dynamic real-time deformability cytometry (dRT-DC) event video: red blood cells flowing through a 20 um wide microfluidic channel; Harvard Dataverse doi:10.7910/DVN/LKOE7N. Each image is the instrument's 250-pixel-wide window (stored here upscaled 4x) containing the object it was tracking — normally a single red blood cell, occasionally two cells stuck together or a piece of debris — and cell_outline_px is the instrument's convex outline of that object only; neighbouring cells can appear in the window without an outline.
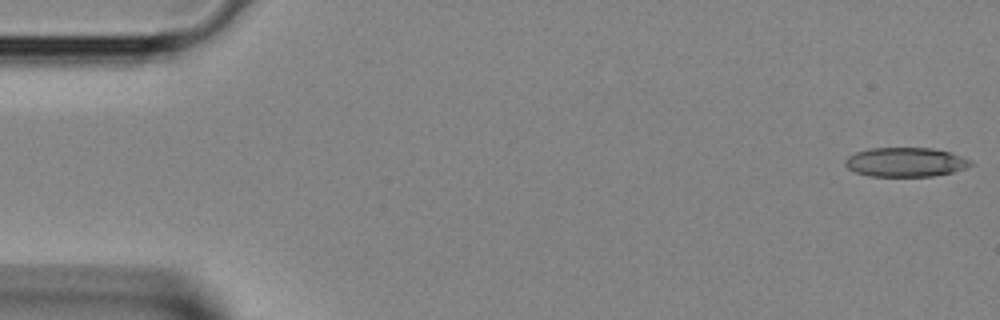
{"species": "Egyptian fruit bat (a non-hibernating species)", "species_latin": "Rousettus aegyptiacus", "temperature_condition": "room temperature", "stored_images_in_passage": 38, "camera_frame_rate_fps": 3000, "um_per_image_px": 0.085, "animal": {"sex": "female"}, "frame": {"image": 1, "passage_image": 1, "time_ms": 0.0, "image_size_px": [1000, 320], "cell_outline_px": [[972, 164], [964, 168], [952, 172], [932, 176], [868, 176], [856, 172], [848, 168], [844, 164], [844, 160], [848, 156], [856, 152], [868, 148], [932, 148], [952, 152], [972, 160]], "centroid_in_image_um": [76.96, 13.77], "position_along_channel_um": 8.0, "area_um2": 21.44}}
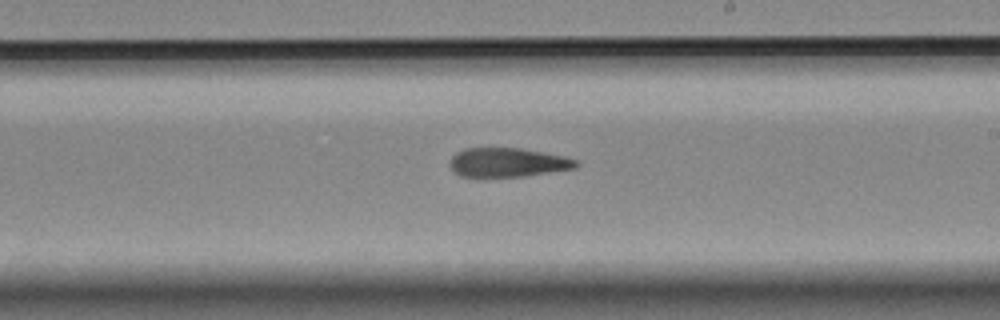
{"frame": {"image": 2, "passage_image": 22, "time_ms": 7.0, "image_size_px": [1000, 320], "cell_outline_px": [[580, 164], [576, 168], [524, 176], [460, 176], [452, 172], [448, 164], [452, 156], [456, 152], [464, 148], [520, 148], [544, 152], [564, 156], [580, 160]], "centroid_in_image_um": [43.15, 13.8], "position_along_channel_um": 245.8, "area_um2": 21.56}}
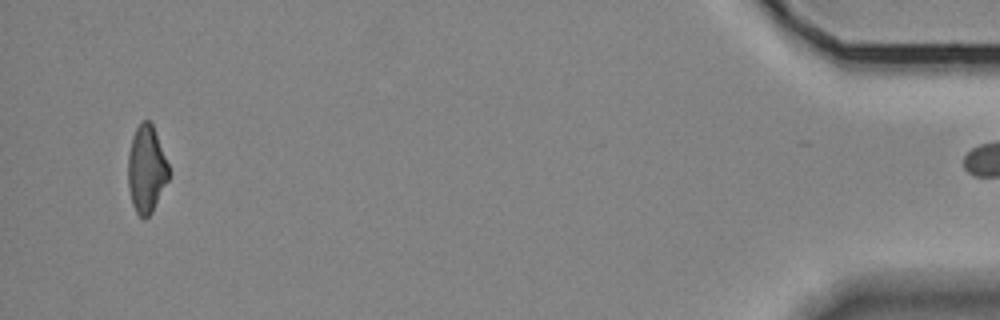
{"frame": {"image": 3, "passage_image": 37, "time_ms": 12.0, "image_size_px": [1000, 320], "cell_outline_px": [[172, 172], [152, 212], [144, 220], [136, 212], [132, 204], [128, 188], [128, 152], [132, 136], [136, 128], [144, 120], [148, 120], [152, 124]], "centroid_in_image_um": [12.45, 14.4], "position_along_channel_um": 422.8, "area_um2": 20.87}}